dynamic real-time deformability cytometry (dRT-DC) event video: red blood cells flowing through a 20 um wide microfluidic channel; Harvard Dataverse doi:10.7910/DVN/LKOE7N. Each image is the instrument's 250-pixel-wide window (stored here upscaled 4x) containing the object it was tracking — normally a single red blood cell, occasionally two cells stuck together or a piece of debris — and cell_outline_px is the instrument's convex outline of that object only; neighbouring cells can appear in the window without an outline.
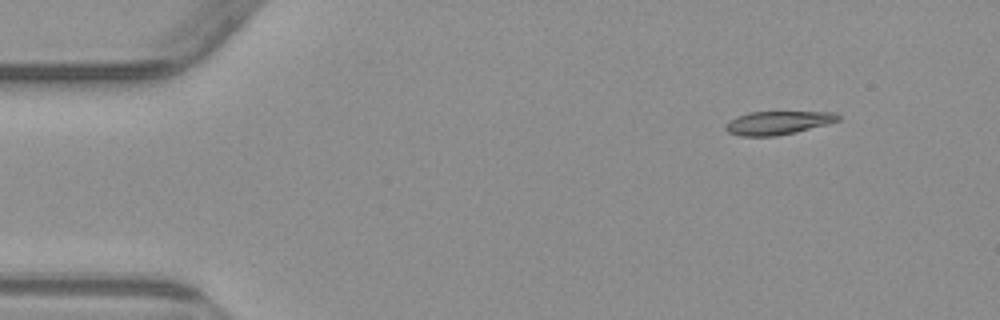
{"species": "common noctule bat (a hibernating species)", "species_latin": "Nyctalus noctula", "temperature_condition": "warm", "stored_images_in_passage": 6, "camera_frame_rate_fps": 3000, "um_per_image_px": 0.085, "animal": {"sex": "male", "body_mass_g": 23.1, "forearm_length_mm": 52.7}, "frame": {"image": 1, "passage_image": 1, "time_ms": 0.0, "image_size_px": [1000, 320], "cell_outline_px": [[840, 120], [828, 124], [796, 132], [776, 136], [740, 136], [728, 132], [724, 128], [724, 124], [736, 116], [748, 112], [836, 112], [840, 116]], "centroid_in_image_um": [66.1, 10.44], "position_along_channel_um": 18.9, "area_um2": 15.49}}
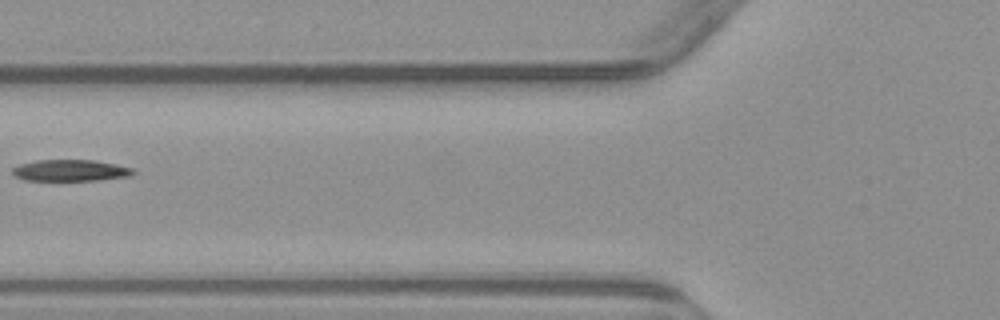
{"frame": {"image": 2, "passage_image": 5, "time_ms": 5.0, "image_size_px": [1000, 320], "cell_outline_px": [[136, 172], [128, 176], [96, 180], [24, 180], [16, 176], [12, 172], [12, 168], [20, 164], [36, 160], [96, 160], [116, 164], [132, 168]], "centroid_in_image_um": [5.98, 14.48], "position_along_channel_um": 119.8, "area_um2": 14.97}}
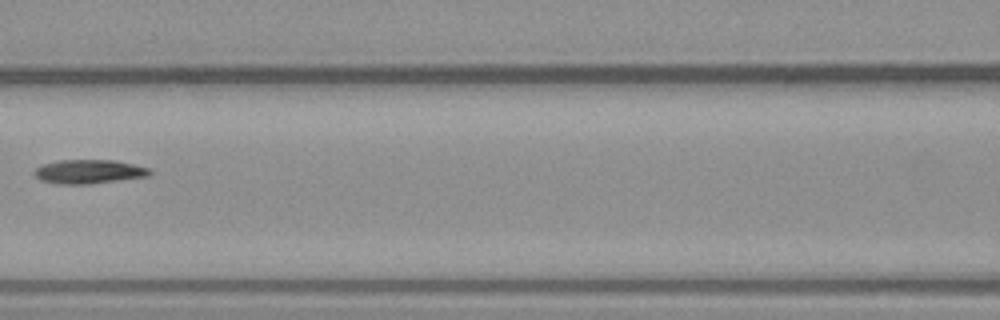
{"frame": {"image": 3, "passage_image": 6, "time_ms": 6.0, "image_size_px": [1000, 320], "cell_outline_px": [[152, 172], [148, 176], [88, 184], [56, 184], [40, 180], [32, 172], [36, 168], [44, 164], [60, 160], [116, 160], [148, 168]], "centroid_in_image_um": [7.52, 14.59], "position_along_channel_um": 159.1, "area_um2": 16.01}}